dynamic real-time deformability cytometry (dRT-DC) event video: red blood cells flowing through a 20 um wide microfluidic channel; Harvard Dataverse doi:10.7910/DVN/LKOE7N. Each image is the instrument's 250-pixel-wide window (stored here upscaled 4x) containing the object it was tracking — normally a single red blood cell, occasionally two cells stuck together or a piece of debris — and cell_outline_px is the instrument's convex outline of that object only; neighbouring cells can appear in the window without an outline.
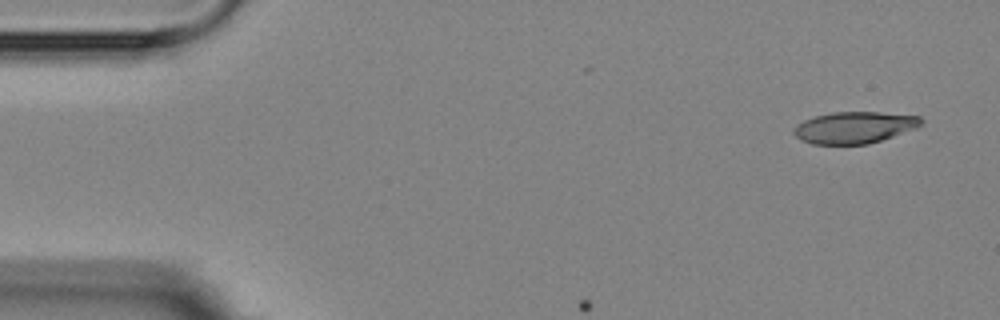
{"species": "Egyptian fruit bat (a non-hibernating species)", "species_latin": "Rousettus aegyptiacus", "temperature_condition": "room temperature", "stored_images_in_passage": 4, "camera_frame_rate_fps": 3000, "um_per_image_px": 0.085, "animal": {"sex": "female"}, "frame": {"image": 1, "passage_image": 1, "time_ms": 0.0, "image_size_px": [1000, 320], "cell_outline_px": [[924, 124], [916, 128], [868, 144], [812, 144], [800, 140], [792, 132], [792, 128], [796, 124], [804, 120], [816, 116], [832, 112], [880, 112], [920, 116], [924, 120]], "centroid_in_image_um": [72.61, 10.83], "position_along_channel_um": 12.4, "area_um2": 23.58}}